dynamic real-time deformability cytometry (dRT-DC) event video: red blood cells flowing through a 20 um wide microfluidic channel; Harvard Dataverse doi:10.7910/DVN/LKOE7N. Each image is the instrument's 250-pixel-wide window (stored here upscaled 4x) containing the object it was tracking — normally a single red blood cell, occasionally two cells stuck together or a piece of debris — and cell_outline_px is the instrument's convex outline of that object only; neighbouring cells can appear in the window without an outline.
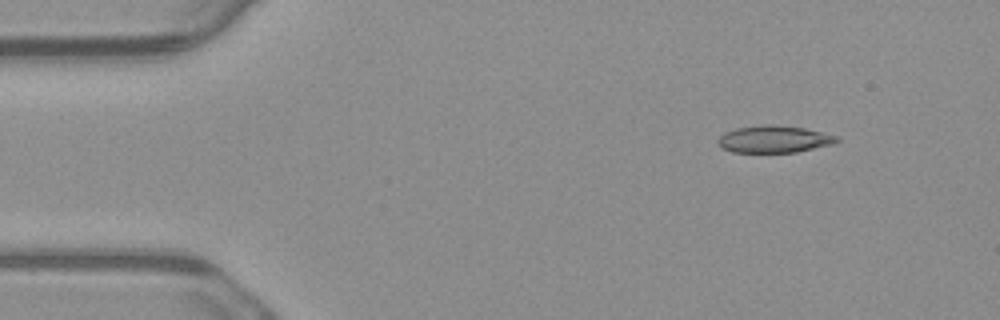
{"species": "common noctule bat (a hibernating species)", "species_latin": "Nyctalus noctula", "temperature_condition": "warm", "stored_images_in_passage": 4, "camera_frame_rate_fps": 3000, "um_per_image_px": 0.085, "animal": {"sex": "male", "body_mass_g": 23.1, "forearm_length_mm": 52.7}, "frame": {"image": 1, "passage_image": 1, "time_ms": 0.0, "image_size_px": [1000, 320], "cell_outline_px": [[840, 140], [832, 144], [796, 152], [732, 152], [720, 148], [716, 144], [716, 140], [724, 132], [736, 128], [764, 124], [776, 124], [804, 128], [840, 136]], "centroid_in_image_um": [65.76, 11.82], "position_along_channel_um": 19.2, "area_um2": 19.02}}
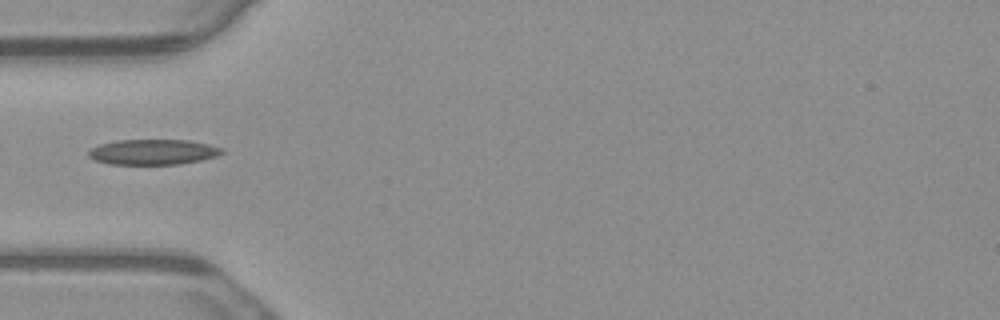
{"frame": {"image": 2, "passage_image": 4, "time_ms": 1.0, "image_size_px": [1000, 320], "cell_outline_px": [[224, 152], [216, 156], [200, 160], [180, 164], [108, 164], [96, 160], [88, 156], [88, 152], [92, 148], [100, 144], [116, 140], [188, 140], [208, 144], [224, 148]], "centroid_in_image_um": [13.02, 12.91], "position_along_channel_um": 72.0, "area_um2": 19.65}}